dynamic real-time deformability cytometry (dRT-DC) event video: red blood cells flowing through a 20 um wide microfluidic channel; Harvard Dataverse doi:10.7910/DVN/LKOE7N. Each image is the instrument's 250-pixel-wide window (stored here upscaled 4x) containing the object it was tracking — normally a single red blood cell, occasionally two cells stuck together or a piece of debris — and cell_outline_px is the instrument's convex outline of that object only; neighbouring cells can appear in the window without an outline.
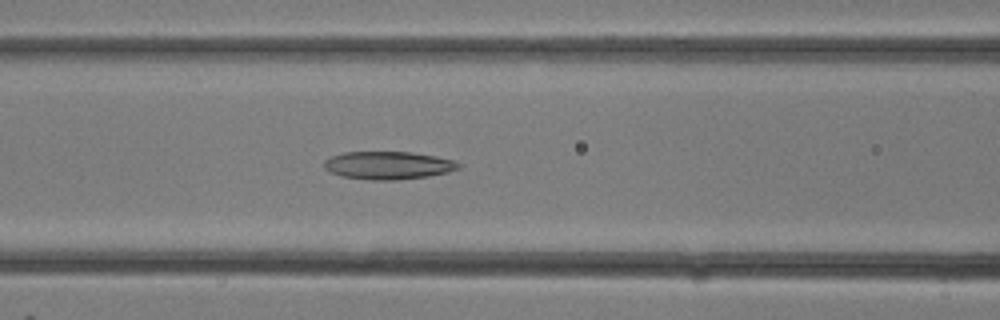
{"species": "common noctule bat (a hibernating species)", "species_latin": "Nyctalus noctula", "temperature_condition": "room temperature", "stored_images_in_passage": 14, "camera_frame_rate_fps": 3000, "um_per_image_px": 0.085, "animal": {"sex": "female"}, "frame": {"image": 1, "passage_image": 12, "time_ms": 3.667, "image_size_px": [1000, 320], "cell_outline_px": [[460, 168], [448, 172], [428, 176], [396, 180], [372, 180], [340, 176], [328, 172], [324, 168], [324, 160], [332, 156], [344, 152], [412, 152], [436, 156], [452, 160], [460, 164]], "centroid_in_image_um": [32.96, 14.06], "position_along_channel_um": 133.6, "area_um2": 21.91}}
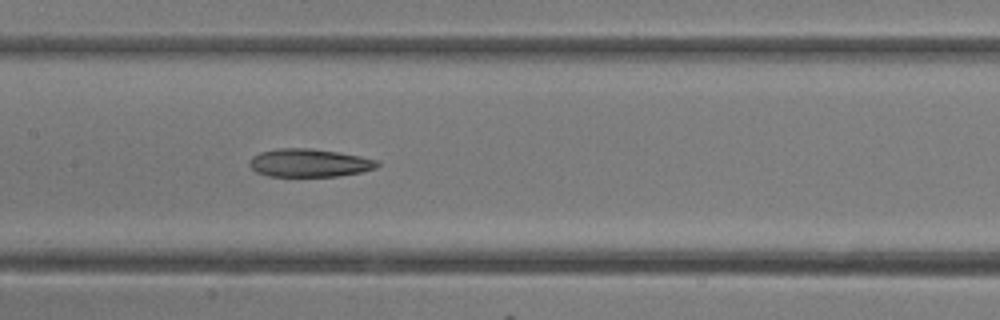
{"frame": {"image": 2, "passage_image": 14, "time_ms": 4.333, "image_size_px": [1000, 320], "cell_outline_px": [[380, 164], [376, 168], [360, 172], [340, 176], [268, 176], [256, 172], [248, 164], [248, 160], [252, 156], [260, 152], [276, 148], [312, 148], [340, 152], [380, 160]], "centroid_in_image_um": [26.29, 13.84], "position_along_channel_um": 181.1, "area_um2": 21.21}}